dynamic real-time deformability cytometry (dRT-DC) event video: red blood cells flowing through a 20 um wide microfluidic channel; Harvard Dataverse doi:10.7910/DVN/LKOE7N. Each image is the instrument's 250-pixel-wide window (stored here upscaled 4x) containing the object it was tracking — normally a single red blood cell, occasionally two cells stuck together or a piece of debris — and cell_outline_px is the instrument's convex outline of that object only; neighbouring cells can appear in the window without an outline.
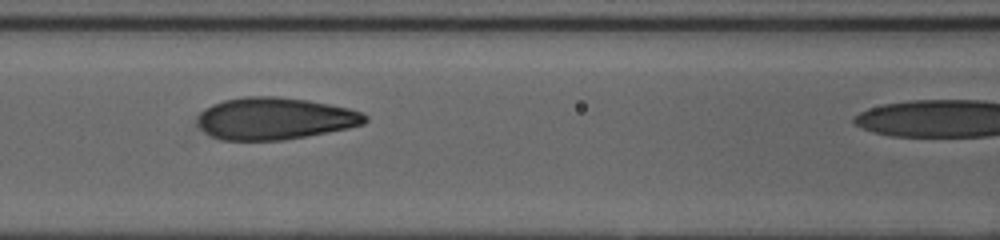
{"species": "human", "species_latin": "Homo sapiens", "temperature_condition": "cold", "stored_images_in_passage": 30, "camera_frame_rate_fps": 3000, "um_per_image_px": 0.085, "donor": {"sex": "female"}, "frame": {"image": 1, "passage_image": 20, "time_ms": 6.333, "image_size_px": [1000, 240], "cell_outline_px": [[368, 120], [364, 124], [348, 128], [308, 136], [284, 140], [220, 140], [204, 132], [196, 124], [196, 120], [200, 112], [204, 108], [212, 104], [224, 100], [244, 96], [276, 96], [308, 100], [348, 108], [360, 112], [368, 116]], "centroid_in_image_um": [23.32, 10.07], "position_along_channel_um": 143.3, "area_um2": 41.33}}
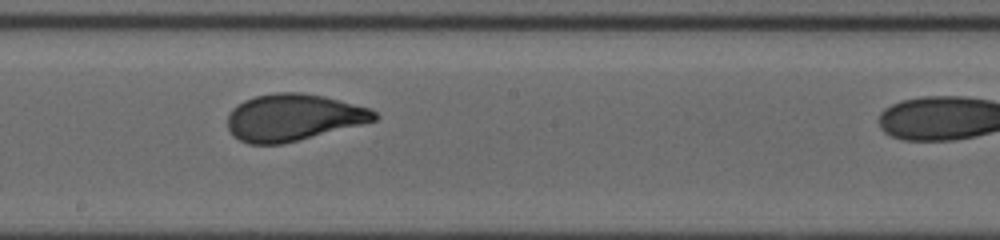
{"frame": {"image": 2, "passage_image": 26, "time_ms": 8.333, "image_size_px": [1000, 240], "cell_outline_px": [[380, 116], [376, 120], [284, 144], [248, 144], [232, 136], [228, 128], [228, 112], [236, 104], [244, 100], [256, 96], [276, 92], [300, 92], [324, 96], [372, 108]], "centroid_in_image_um": [24.91, 9.98], "position_along_channel_um": 223.3, "area_um2": 40.29}}
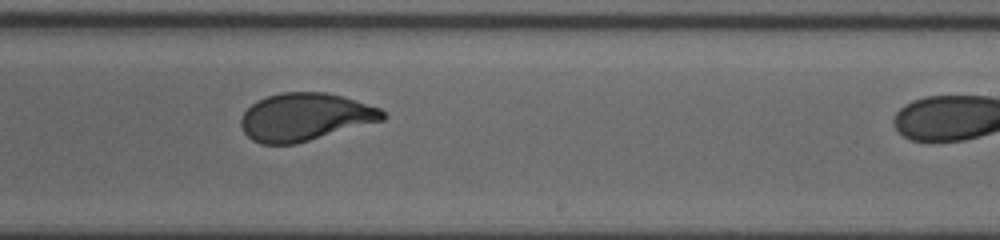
{"frame": {"image": 3, "passage_image": 29, "time_ms": 9.333, "image_size_px": [1000, 240], "cell_outline_px": [[388, 116], [384, 120], [296, 144], [260, 144], [252, 140], [244, 132], [240, 124], [240, 120], [244, 112], [256, 100], [280, 92], [328, 92], [344, 96], [380, 108]], "centroid_in_image_um": [25.94, 9.94], "position_along_channel_um": 263.1, "area_um2": 39.59}}